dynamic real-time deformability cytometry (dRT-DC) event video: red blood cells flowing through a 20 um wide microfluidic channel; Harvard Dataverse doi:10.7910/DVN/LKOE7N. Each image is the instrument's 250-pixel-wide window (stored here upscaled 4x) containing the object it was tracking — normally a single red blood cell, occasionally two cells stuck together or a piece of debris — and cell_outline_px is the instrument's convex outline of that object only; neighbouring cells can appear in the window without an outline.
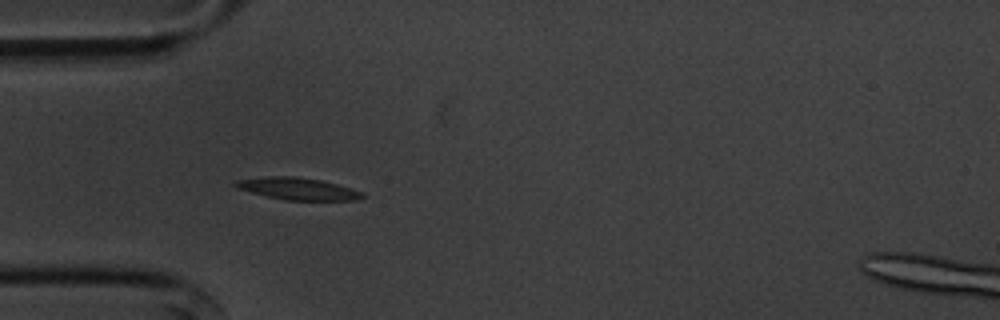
{"species": "common noctule bat (a hibernating species)", "species_latin": "Nyctalus noctula", "temperature_condition": "cold", "stored_images_in_passage": 40, "camera_frame_rate_fps": 3000, "um_per_image_px": 0.085, "animal": {"sex": "male", "body_mass_g": 20.1, "forearm_length_mm": 53.5}, "frame": {"image": 1, "passage_image": 1, "time_ms": 0.0, "image_size_px": [1000, 320], "cell_outline_px": [[364, 196], [356, 200], [288, 200], [268, 196], [236, 188], [232, 184], [236, 180], [268, 176], [292, 176], [320, 180], [352, 188], [360, 192]], "centroid_in_image_um": [25.27, 16.03], "position_along_channel_um": 59.7, "area_um2": 16.01}}
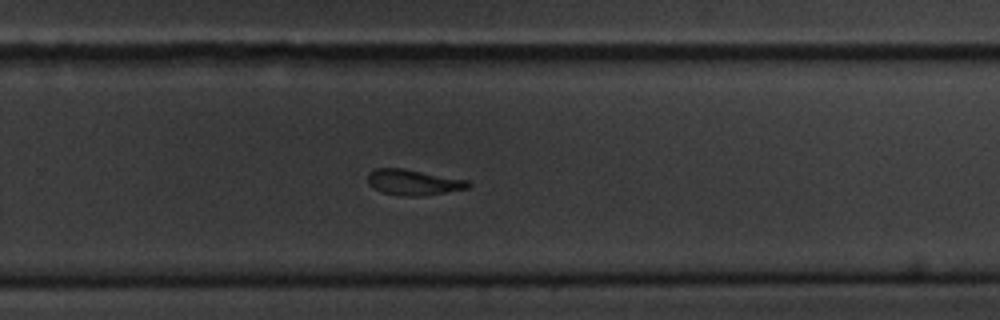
{"frame": {"image": 2, "passage_image": 21, "time_ms": 6.667, "image_size_px": [1000, 320], "cell_outline_px": [[472, 184], [468, 188], [420, 196], [404, 196], [384, 192], [368, 184], [368, 172], [376, 168], [404, 168], [468, 180]], "centroid_in_image_um": [35.14, 15.48], "position_along_channel_um": 294.7, "area_um2": 14.85}}
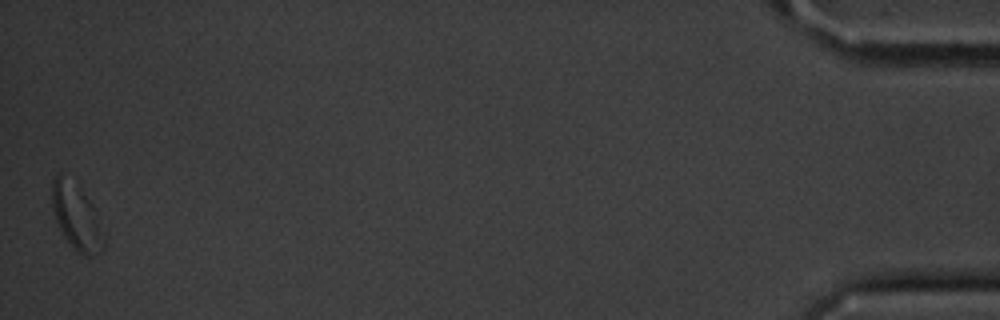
{"frame": {"image": 3, "passage_image": 40, "time_ms": 13.0, "image_size_px": [1000, 320], "cell_outline_px": [[108, 236], [104, 248], [100, 252], [88, 256], [84, 256], [76, 252], [64, 236], [56, 220], [52, 208], [52, 180], [60, 172], [92, 204], [108, 232]], "centroid_in_image_um": [6.59, 18.54], "position_along_channel_um": 428.6, "area_um2": 20.0}, "authors_computed_cell_mechanics": {"area_um2": 15.8372, "velocity_mm_per_s": 3.5605, "shape_relaxation_time_tau1_ms": 2.3057, "shape_relaxation_time_tau2_ms": null, "deformation_change_tau1": 0.1215, "deformation_change_tau2": null}}